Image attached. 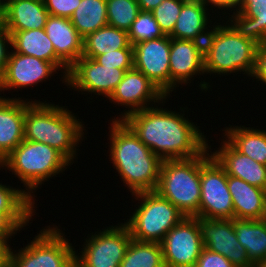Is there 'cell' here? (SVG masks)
<instances>
[{"instance_id": "1", "label": "cell", "mask_w": 266, "mask_h": 267, "mask_svg": "<svg viewBox=\"0 0 266 267\" xmlns=\"http://www.w3.org/2000/svg\"><path fill=\"white\" fill-rule=\"evenodd\" d=\"M168 98L158 105L133 112L122 121L162 161L200 155L212 139L208 140L197 122L194 124L188 115L185 117V112H189L187 106L180 107V112L171 110L172 107L163 108Z\"/></svg>"}, {"instance_id": "2", "label": "cell", "mask_w": 266, "mask_h": 267, "mask_svg": "<svg viewBox=\"0 0 266 267\" xmlns=\"http://www.w3.org/2000/svg\"><path fill=\"white\" fill-rule=\"evenodd\" d=\"M110 121L108 156L119 179L131 195L155 191L162 160L122 120Z\"/></svg>"}, {"instance_id": "3", "label": "cell", "mask_w": 266, "mask_h": 267, "mask_svg": "<svg viewBox=\"0 0 266 267\" xmlns=\"http://www.w3.org/2000/svg\"><path fill=\"white\" fill-rule=\"evenodd\" d=\"M30 100L25 99L24 139L57 149L73 164L78 159L79 144L87 139L84 121L68 106L31 97Z\"/></svg>"}, {"instance_id": "4", "label": "cell", "mask_w": 266, "mask_h": 267, "mask_svg": "<svg viewBox=\"0 0 266 267\" xmlns=\"http://www.w3.org/2000/svg\"><path fill=\"white\" fill-rule=\"evenodd\" d=\"M213 23L204 42L205 75L237 76L242 73L251 78L256 66L258 44L239 35L223 18L219 17Z\"/></svg>"}, {"instance_id": "5", "label": "cell", "mask_w": 266, "mask_h": 267, "mask_svg": "<svg viewBox=\"0 0 266 267\" xmlns=\"http://www.w3.org/2000/svg\"><path fill=\"white\" fill-rule=\"evenodd\" d=\"M69 165L72 163L57 149L24 139L0 163V170L12 172L25 187V193L35 201V192L40 186L63 173Z\"/></svg>"}, {"instance_id": "6", "label": "cell", "mask_w": 266, "mask_h": 267, "mask_svg": "<svg viewBox=\"0 0 266 267\" xmlns=\"http://www.w3.org/2000/svg\"><path fill=\"white\" fill-rule=\"evenodd\" d=\"M200 189V155L162 161L155 191L186 217H199Z\"/></svg>"}, {"instance_id": "7", "label": "cell", "mask_w": 266, "mask_h": 267, "mask_svg": "<svg viewBox=\"0 0 266 267\" xmlns=\"http://www.w3.org/2000/svg\"><path fill=\"white\" fill-rule=\"evenodd\" d=\"M138 205L124 221L132 239L141 242L161 243L166 233L176 226L185 215L169 200L156 191L131 195ZM140 201V202H139Z\"/></svg>"}, {"instance_id": "8", "label": "cell", "mask_w": 266, "mask_h": 267, "mask_svg": "<svg viewBox=\"0 0 266 267\" xmlns=\"http://www.w3.org/2000/svg\"><path fill=\"white\" fill-rule=\"evenodd\" d=\"M51 225L41 228L23 248L11 247L9 258L14 267H75L76 245L55 223Z\"/></svg>"}, {"instance_id": "9", "label": "cell", "mask_w": 266, "mask_h": 267, "mask_svg": "<svg viewBox=\"0 0 266 267\" xmlns=\"http://www.w3.org/2000/svg\"><path fill=\"white\" fill-rule=\"evenodd\" d=\"M119 223L87 234L80 253L75 251V267H120L132 237L128 227Z\"/></svg>"}, {"instance_id": "10", "label": "cell", "mask_w": 266, "mask_h": 267, "mask_svg": "<svg viewBox=\"0 0 266 267\" xmlns=\"http://www.w3.org/2000/svg\"><path fill=\"white\" fill-rule=\"evenodd\" d=\"M208 147L200 154L201 198L199 217L206 219H234V206L228 189L227 174L211 156Z\"/></svg>"}, {"instance_id": "11", "label": "cell", "mask_w": 266, "mask_h": 267, "mask_svg": "<svg viewBox=\"0 0 266 267\" xmlns=\"http://www.w3.org/2000/svg\"><path fill=\"white\" fill-rule=\"evenodd\" d=\"M164 264L169 267H195L204 248L198 217H184L161 242Z\"/></svg>"}, {"instance_id": "12", "label": "cell", "mask_w": 266, "mask_h": 267, "mask_svg": "<svg viewBox=\"0 0 266 267\" xmlns=\"http://www.w3.org/2000/svg\"><path fill=\"white\" fill-rule=\"evenodd\" d=\"M124 73L123 69L102 66L95 59L82 56L69 68L66 86L79 94L81 91V95H104L109 98L122 81Z\"/></svg>"}, {"instance_id": "13", "label": "cell", "mask_w": 266, "mask_h": 267, "mask_svg": "<svg viewBox=\"0 0 266 267\" xmlns=\"http://www.w3.org/2000/svg\"><path fill=\"white\" fill-rule=\"evenodd\" d=\"M166 96L142 72L134 67L124 73L122 81L117 85L111 96L106 99L116 106L127 109L111 120H122L129 114L157 105Z\"/></svg>"}, {"instance_id": "14", "label": "cell", "mask_w": 266, "mask_h": 267, "mask_svg": "<svg viewBox=\"0 0 266 267\" xmlns=\"http://www.w3.org/2000/svg\"><path fill=\"white\" fill-rule=\"evenodd\" d=\"M170 37L146 40L133 45L134 68L170 97Z\"/></svg>"}, {"instance_id": "15", "label": "cell", "mask_w": 266, "mask_h": 267, "mask_svg": "<svg viewBox=\"0 0 266 267\" xmlns=\"http://www.w3.org/2000/svg\"><path fill=\"white\" fill-rule=\"evenodd\" d=\"M58 69L48 61L11 50L4 73L0 76V92L31 89L50 80ZM46 79V80H45ZM21 88V89H20Z\"/></svg>"}, {"instance_id": "16", "label": "cell", "mask_w": 266, "mask_h": 267, "mask_svg": "<svg viewBox=\"0 0 266 267\" xmlns=\"http://www.w3.org/2000/svg\"><path fill=\"white\" fill-rule=\"evenodd\" d=\"M203 247L226 257L235 267H256L241 247L233 226V219L198 217Z\"/></svg>"}, {"instance_id": "17", "label": "cell", "mask_w": 266, "mask_h": 267, "mask_svg": "<svg viewBox=\"0 0 266 267\" xmlns=\"http://www.w3.org/2000/svg\"><path fill=\"white\" fill-rule=\"evenodd\" d=\"M169 68L171 94L173 91L177 92L179 85L182 88L184 85L193 84L191 81H194V76L205 75L204 44L193 40L170 38Z\"/></svg>"}, {"instance_id": "18", "label": "cell", "mask_w": 266, "mask_h": 267, "mask_svg": "<svg viewBox=\"0 0 266 267\" xmlns=\"http://www.w3.org/2000/svg\"><path fill=\"white\" fill-rule=\"evenodd\" d=\"M36 204L24 189L0 182V234H17L29 226Z\"/></svg>"}, {"instance_id": "19", "label": "cell", "mask_w": 266, "mask_h": 267, "mask_svg": "<svg viewBox=\"0 0 266 267\" xmlns=\"http://www.w3.org/2000/svg\"><path fill=\"white\" fill-rule=\"evenodd\" d=\"M220 141L219 148L210 154L225 173L266 190V166L240 153L226 138Z\"/></svg>"}, {"instance_id": "20", "label": "cell", "mask_w": 266, "mask_h": 267, "mask_svg": "<svg viewBox=\"0 0 266 267\" xmlns=\"http://www.w3.org/2000/svg\"><path fill=\"white\" fill-rule=\"evenodd\" d=\"M25 98H0V163L24 140Z\"/></svg>"}, {"instance_id": "21", "label": "cell", "mask_w": 266, "mask_h": 267, "mask_svg": "<svg viewBox=\"0 0 266 267\" xmlns=\"http://www.w3.org/2000/svg\"><path fill=\"white\" fill-rule=\"evenodd\" d=\"M45 33L51 40L56 56L70 68L83 54V37L69 18L49 15Z\"/></svg>"}, {"instance_id": "22", "label": "cell", "mask_w": 266, "mask_h": 267, "mask_svg": "<svg viewBox=\"0 0 266 267\" xmlns=\"http://www.w3.org/2000/svg\"><path fill=\"white\" fill-rule=\"evenodd\" d=\"M234 219H266V190L227 175Z\"/></svg>"}, {"instance_id": "23", "label": "cell", "mask_w": 266, "mask_h": 267, "mask_svg": "<svg viewBox=\"0 0 266 267\" xmlns=\"http://www.w3.org/2000/svg\"><path fill=\"white\" fill-rule=\"evenodd\" d=\"M9 33L11 34L12 50L14 52L51 62L60 73H63L60 81L66 85L69 68L56 56L53 44L44 28Z\"/></svg>"}, {"instance_id": "24", "label": "cell", "mask_w": 266, "mask_h": 267, "mask_svg": "<svg viewBox=\"0 0 266 267\" xmlns=\"http://www.w3.org/2000/svg\"><path fill=\"white\" fill-rule=\"evenodd\" d=\"M209 10L210 8L199 3H184L169 37L193 40L204 44L213 26L212 22L217 20L212 17Z\"/></svg>"}, {"instance_id": "25", "label": "cell", "mask_w": 266, "mask_h": 267, "mask_svg": "<svg viewBox=\"0 0 266 267\" xmlns=\"http://www.w3.org/2000/svg\"><path fill=\"white\" fill-rule=\"evenodd\" d=\"M231 13L220 18H224L239 35L258 45L266 42V0H250L240 11Z\"/></svg>"}, {"instance_id": "26", "label": "cell", "mask_w": 266, "mask_h": 267, "mask_svg": "<svg viewBox=\"0 0 266 267\" xmlns=\"http://www.w3.org/2000/svg\"><path fill=\"white\" fill-rule=\"evenodd\" d=\"M49 13L43 0H17L4 9V23L8 32L45 28Z\"/></svg>"}, {"instance_id": "27", "label": "cell", "mask_w": 266, "mask_h": 267, "mask_svg": "<svg viewBox=\"0 0 266 267\" xmlns=\"http://www.w3.org/2000/svg\"><path fill=\"white\" fill-rule=\"evenodd\" d=\"M222 131V138H226L240 153L266 166V129L229 124Z\"/></svg>"}, {"instance_id": "28", "label": "cell", "mask_w": 266, "mask_h": 267, "mask_svg": "<svg viewBox=\"0 0 266 267\" xmlns=\"http://www.w3.org/2000/svg\"><path fill=\"white\" fill-rule=\"evenodd\" d=\"M233 226L250 261L257 266L266 260V219H233Z\"/></svg>"}, {"instance_id": "29", "label": "cell", "mask_w": 266, "mask_h": 267, "mask_svg": "<svg viewBox=\"0 0 266 267\" xmlns=\"http://www.w3.org/2000/svg\"><path fill=\"white\" fill-rule=\"evenodd\" d=\"M118 49H133L128 32L112 26H104L83 39L82 56L95 59L97 56Z\"/></svg>"}, {"instance_id": "30", "label": "cell", "mask_w": 266, "mask_h": 267, "mask_svg": "<svg viewBox=\"0 0 266 267\" xmlns=\"http://www.w3.org/2000/svg\"><path fill=\"white\" fill-rule=\"evenodd\" d=\"M70 21L83 38L107 26L106 0H81L80 5L70 17Z\"/></svg>"}, {"instance_id": "31", "label": "cell", "mask_w": 266, "mask_h": 267, "mask_svg": "<svg viewBox=\"0 0 266 267\" xmlns=\"http://www.w3.org/2000/svg\"><path fill=\"white\" fill-rule=\"evenodd\" d=\"M164 265L161 243L132 239L120 267H163Z\"/></svg>"}, {"instance_id": "32", "label": "cell", "mask_w": 266, "mask_h": 267, "mask_svg": "<svg viewBox=\"0 0 266 267\" xmlns=\"http://www.w3.org/2000/svg\"><path fill=\"white\" fill-rule=\"evenodd\" d=\"M108 25L128 31L140 12L137 0H106Z\"/></svg>"}, {"instance_id": "33", "label": "cell", "mask_w": 266, "mask_h": 267, "mask_svg": "<svg viewBox=\"0 0 266 267\" xmlns=\"http://www.w3.org/2000/svg\"><path fill=\"white\" fill-rule=\"evenodd\" d=\"M127 32L132 46L142 41L166 36L155 21L152 13L144 11L138 13L137 18Z\"/></svg>"}, {"instance_id": "34", "label": "cell", "mask_w": 266, "mask_h": 267, "mask_svg": "<svg viewBox=\"0 0 266 267\" xmlns=\"http://www.w3.org/2000/svg\"><path fill=\"white\" fill-rule=\"evenodd\" d=\"M183 4L180 0H164L151 12L165 35L173 32Z\"/></svg>"}, {"instance_id": "35", "label": "cell", "mask_w": 266, "mask_h": 267, "mask_svg": "<svg viewBox=\"0 0 266 267\" xmlns=\"http://www.w3.org/2000/svg\"><path fill=\"white\" fill-rule=\"evenodd\" d=\"M95 60L102 66L123 69L125 72L134 67L133 49H118L99 55Z\"/></svg>"}, {"instance_id": "36", "label": "cell", "mask_w": 266, "mask_h": 267, "mask_svg": "<svg viewBox=\"0 0 266 267\" xmlns=\"http://www.w3.org/2000/svg\"><path fill=\"white\" fill-rule=\"evenodd\" d=\"M43 2L49 15L70 19L81 0H43Z\"/></svg>"}, {"instance_id": "37", "label": "cell", "mask_w": 266, "mask_h": 267, "mask_svg": "<svg viewBox=\"0 0 266 267\" xmlns=\"http://www.w3.org/2000/svg\"><path fill=\"white\" fill-rule=\"evenodd\" d=\"M195 267H235L226 257L203 248Z\"/></svg>"}, {"instance_id": "38", "label": "cell", "mask_w": 266, "mask_h": 267, "mask_svg": "<svg viewBox=\"0 0 266 267\" xmlns=\"http://www.w3.org/2000/svg\"><path fill=\"white\" fill-rule=\"evenodd\" d=\"M10 48V49H9ZM10 50H12L11 34L7 31L6 27L0 25V76L4 73L7 61L9 59Z\"/></svg>"}, {"instance_id": "39", "label": "cell", "mask_w": 266, "mask_h": 267, "mask_svg": "<svg viewBox=\"0 0 266 267\" xmlns=\"http://www.w3.org/2000/svg\"><path fill=\"white\" fill-rule=\"evenodd\" d=\"M251 78L253 80L252 82H254L255 79L258 81V83L260 81L263 86L266 85V42L258 45L256 53V66Z\"/></svg>"}, {"instance_id": "40", "label": "cell", "mask_w": 266, "mask_h": 267, "mask_svg": "<svg viewBox=\"0 0 266 267\" xmlns=\"http://www.w3.org/2000/svg\"><path fill=\"white\" fill-rule=\"evenodd\" d=\"M236 0H207V7L210 8V11L212 10V13H215V17L216 15H222L224 16V14L226 15V12H232L234 11V5H235ZM210 6V7H209ZM219 9V11L224 10L222 12H215ZM228 10V11H227ZM218 13V14H216ZM219 13H223V14H219Z\"/></svg>"}, {"instance_id": "41", "label": "cell", "mask_w": 266, "mask_h": 267, "mask_svg": "<svg viewBox=\"0 0 266 267\" xmlns=\"http://www.w3.org/2000/svg\"><path fill=\"white\" fill-rule=\"evenodd\" d=\"M14 236L15 234H0V263L6 261L9 258L11 250L10 244L12 237L15 238Z\"/></svg>"}, {"instance_id": "42", "label": "cell", "mask_w": 266, "mask_h": 267, "mask_svg": "<svg viewBox=\"0 0 266 267\" xmlns=\"http://www.w3.org/2000/svg\"><path fill=\"white\" fill-rule=\"evenodd\" d=\"M164 0H137L140 11L152 12Z\"/></svg>"}, {"instance_id": "43", "label": "cell", "mask_w": 266, "mask_h": 267, "mask_svg": "<svg viewBox=\"0 0 266 267\" xmlns=\"http://www.w3.org/2000/svg\"><path fill=\"white\" fill-rule=\"evenodd\" d=\"M250 0H236L234 11H240Z\"/></svg>"}, {"instance_id": "44", "label": "cell", "mask_w": 266, "mask_h": 267, "mask_svg": "<svg viewBox=\"0 0 266 267\" xmlns=\"http://www.w3.org/2000/svg\"><path fill=\"white\" fill-rule=\"evenodd\" d=\"M180 1L184 3H199V4L207 6V0H180Z\"/></svg>"}, {"instance_id": "45", "label": "cell", "mask_w": 266, "mask_h": 267, "mask_svg": "<svg viewBox=\"0 0 266 267\" xmlns=\"http://www.w3.org/2000/svg\"><path fill=\"white\" fill-rule=\"evenodd\" d=\"M4 6L1 3L0 0V25L4 23Z\"/></svg>"}, {"instance_id": "46", "label": "cell", "mask_w": 266, "mask_h": 267, "mask_svg": "<svg viewBox=\"0 0 266 267\" xmlns=\"http://www.w3.org/2000/svg\"><path fill=\"white\" fill-rule=\"evenodd\" d=\"M0 267H14L10 258H8L6 261L0 263Z\"/></svg>"}, {"instance_id": "47", "label": "cell", "mask_w": 266, "mask_h": 267, "mask_svg": "<svg viewBox=\"0 0 266 267\" xmlns=\"http://www.w3.org/2000/svg\"><path fill=\"white\" fill-rule=\"evenodd\" d=\"M14 1H17V0H1V3L5 8L8 4H10V3L14 2Z\"/></svg>"}, {"instance_id": "48", "label": "cell", "mask_w": 266, "mask_h": 267, "mask_svg": "<svg viewBox=\"0 0 266 267\" xmlns=\"http://www.w3.org/2000/svg\"><path fill=\"white\" fill-rule=\"evenodd\" d=\"M256 267H266V260L261 261Z\"/></svg>"}]
</instances>
